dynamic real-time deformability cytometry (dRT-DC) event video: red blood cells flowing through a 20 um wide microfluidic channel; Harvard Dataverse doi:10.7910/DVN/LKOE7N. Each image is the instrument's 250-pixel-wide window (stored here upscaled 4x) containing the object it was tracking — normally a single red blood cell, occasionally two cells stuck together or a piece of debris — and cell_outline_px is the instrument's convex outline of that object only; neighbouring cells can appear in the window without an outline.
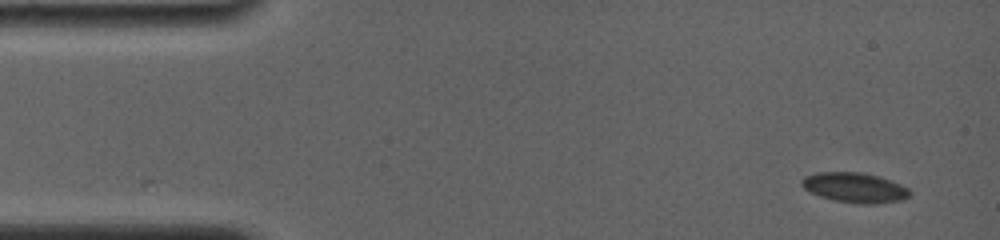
{"species": "common noctule bat (a hibernating species)", "species_latin": "Nyctalus noctula", "temperature_condition": "room temperature", "stored_images_in_passage": 81, "camera_frame_rate_fps": 4000, "um_per_image_px": 0.085, "animal": {"sex": "female", "body_mass_g": 19.0, "forearm_length_mm": 56.7}, "frame": {"image": 1, "passage_image": 1, "time_ms": 0.0, "image_size_px": [1000, 240], "cell_outline_px": [[912, 192], [904, 200], [876, 204], [860, 204], [832, 200], [820, 196], [804, 188], [800, 184], [800, 180], [804, 176], [816, 172], [860, 172], [880, 176], [892, 180], [908, 188]], "centroid_in_image_um": [72.67, 15.94], "position_along_channel_um": 12.3, "area_um2": 19.13}}
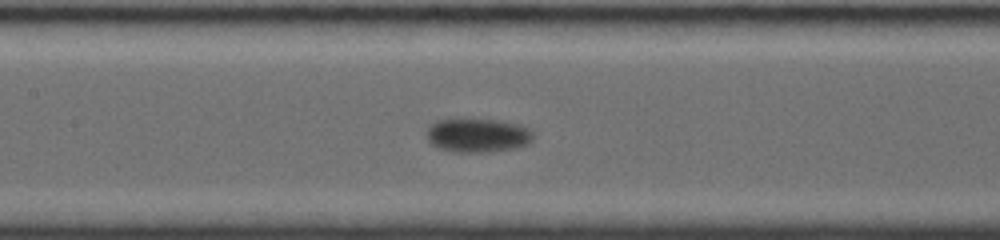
{"frame": {"image": 2, "passage_image": 37, "time_ms": 7.25, "image_size_px": [1000, 240], "cell_outline_px": [[532, 140], [516, 148], [488, 152], [452, 152], [436, 148], [428, 140], [428, 128], [436, 120], [460, 116], [464, 116], [500, 120], [520, 124], [528, 128], [532, 132]], "centroid_in_image_um": [40.55, 11.45], "position_along_channel_um": 166.8, "area_um2": 21.85}}
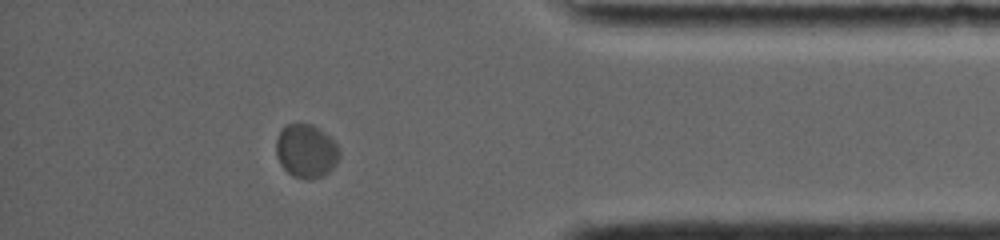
{"frame": {"image": 3, "passage_image": 70, "time_ms": 14.5, "image_size_px": [1000, 240], "cell_outline_px": [[340, 156], [336, 164], [328, 172], [320, 176], [292, 176], [280, 164], [276, 156], [276, 136], [288, 124], [312, 124], [320, 128], [340, 148]], "centroid_in_image_um": [26.02, 12.79], "position_along_channel_um": 409.2, "area_um2": 19.36}, "authors_computed_cell_mechanics": {"area_um2": 19.8254, "velocity_mm_per_s": 3.5703, "shape_relaxation_time_tau1_ms": 2.2258, "shape_relaxation_time_tau2_ms": null, "deformation_change_tau1": 0.0678, "deformation_change_tau2": null}}